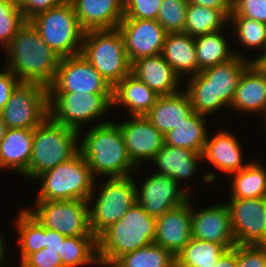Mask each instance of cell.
Instances as JSON below:
<instances>
[{
  "label": "cell",
  "mask_w": 266,
  "mask_h": 267,
  "mask_svg": "<svg viewBox=\"0 0 266 267\" xmlns=\"http://www.w3.org/2000/svg\"><path fill=\"white\" fill-rule=\"evenodd\" d=\"M188 0H162L157 21L167 33L184 32Z\"/></svg>",
  "instance_id": "39"
},
{
  "label": "cell",
  "mask_w": 266,
  "mask_h": 267,
  "mask_svg": "<svg viewBox=\"0 0 266 267\" xmlns=\"http://www.w3.org/2000/svg\"><path fill=\"white\" fill-rule=\"evenodd\" d=\"M264 207H265V215H266V196L264 197Z\"/></svg>",
  "instance_id": "53"
},
{
  "label": "cell",
  "mask_w": 266,
  "mask_h": 267,
  "mask_svg": "<svg viewBox=\"0 0 266 267\" xmlns=\"http://www.w3.org/2000/svg\"><path fill=\"white\" fill-rule=\"evenodd\" d=\"M227 251L220 244L191 238L175 256L179 264L189 267H214Z\"/></svg>",
  "instance_id": "34"
},
{
  "label": "cell",
  "mask_w": 266,
  "mask_h": 267,
  "mask_svg": "<svg viewBox=\"0 0 266 267\" xmlns=\"http://www.w3.org/2000/svg\"><path fill=\"white\" fill-rule=\"evenodd\" d=\"M221 31L223 30L195 37L198 73L206 68L226 62L235 55L241 56L238 54L239 52H232Z\"/></svg>",
  "instance_id": "32"
},
{
  "label": "cell",
  "mask_w": 266,
  "mask_h": 267,
  "mask_svg": "<svg viewBox=\"0 0 266 267\" xmlns=\"http://www.w3.org/2000/svg\"><path fill=\"white\" fill-rule=\"evenodd\" d=\"M161 55L179 76L198 74L195 38L189 34L168 33Z\"/></svg>",
  "instance_id": "28"
},
{
  "label": "cell",
  "mask_w": 266,
  "mask_h": 267,
  "mask_svg": "<svg viewBox=\"0 0 266 267\" xmlns=\"http://www.w3.org/2000/svg\"><path fill=\"white\" fill-rule=\"evenodd\" d=\"M135 186L136 203L154 218L190 200L188 191L166 175L153 173L143 181L140 189L136 183Z\"/></svg>",
  "instance_id": "15"
},
{
  "label": "cell",
  "mask_w": 266,
  "mask_h": 267,
  "mask_svg": "<svg viewBox=\"0 0 266 267\" xmlns=\"http://www.w3.org/2000/svg\"><path fill=\"white\" fill-rule=\"evenodd\" d=\"M4 254H5V242H4V239H3V235L0 234V267H4L5 266V265H2L3 260H4L3 257H5Z\"/></svg>",
  "instance_id": "50"
},
{
  "label": "cell",
  "mask_w": 266,
  "mask_h": 267,
  "mask_svg": "<svg viewBox=\"0 0 266 267\" xmlns=\"http://www.w3.org/2000/svg\"><path fill=\"white\" fill-rule=\"evenodd\" d=\"M189 200L156 218L154 243L176 256L191 240Z\"/></svg>",
  "instance_id": "19"
},
{
  "label": "cell",
  "mask_w": 266,
  "mask_h": 267,
  "mask_svg": "<svg viewBox=\"0 0 266 267\" xmlns=\"http://www.w3.org/2000/svg\"><path fill=\"white\" fill-rule=\"evenodd\" d=\"M48 93L113 94V88L80 53L61 57Z\"/></svg>",
  "instance_id": "13"
},
{
  "label": "cell",
  "mask_w": 266,
  "mask_h": 267,
  "mask_svg": "<svg viewBox=\"0 0 266 267\" xmlns=\"http://www.w3.org/2000/svg\"><path fill=\"white\" fill-rule=\"evenodd\" d=\"M112 106L113 94L48 93L49 116L80 136L82 123L104 116Z\"/></svg>",
  "instance_id": "10"
},
{
  "label": "cell",
  "mask_w": 266,
  "mask_h": 267,
  "mask_svg": "<svg viewBox=\"0 0 266 267\" xmlns=\"http://www.w3.org/2000/svg\"><path fill=\"white\" fill-rule=\"evenodd\" d=\"M127 57L133 61L161 54L167 32L157 20L123 18L118 25Z\"/></svg>",
  "instance_id": "16"
},
{
  "label": "cell",
  "mask_w": 266,
  "mask_h": 267,
  "mask_svg": "<svg viewBox=\"0 0 266 267\" xmlns=\"http://www.w3.org/2000/svg\"><path fill=\"white\" fill-rule=\"evenodd\" d=\"M252 63L246 57L235 55L230 60L206 68L190 76L186 92L194 112L206 116L222 106H230L244 70Z\"/></svg>",
  "instance_id": "2"
},
{
  "label": "cell",
  "mask_w": 266,
  "mask_h": 267,
  "mask_svg": "<svg viewBox=\"0 0 266 267\" xmlns=\"http://www.w3.org/2000/svg\"><path fill=\"white\" fill-rule=\"evenodd\" d=\"M214 267H237L236 246L227 250L219 259Z\"/></svg>",
  "instance_id": "48"
},
{
  "label": "cell",
  "mask_w": 266,
  "mask_h": 267,
  "mask_svg": "<svg viewBox=\"0 0 266 267\" xmlns=\"http://www.w3.org/2000/svg\"><path fill=\"white\" fill-rule=\"evenodd\" d=\"M88 131L80 140L79 152L87 161L93 176L124 177L129 176L133 169L136 170L117 123L106 120Z\"/></svg>",
  "instance_id": "3"
},
{
  "label": "cell",
  "mask_w": 266,
  "mask_h": 267,
  "mask_svg": "<svg viewBox=\"0 0 266 267\" xmlns=\"http://www.w3.org/2000/svg\"><path fill=\"white\" fill-rule=\"evenodd\" d=\"M231 13L232 10H218L188 3L184 33L195 38L223 30Z\"/></svg>",
  "instance_id": "33"
},
{
  "label": "cell",
  "mask_w": 266,
  "mask_h": 267,
  "mask_svg": "<svg viewBox=\"0 0 266 267\" xmlns=\"http://www.w3.org/2000/svg\"><path fill=\"white\" fill-rule=\"evenodd\" d=\"M227 205L236 244L266 245L264 198H230Z\"/></svg>",
  "instance_id": "14"
},
{
  "label": "cell",
  "mask_w": 266,
  "mask_h": 267,
  "mask_svg": "<svg viewBox=\"0 0 266 267\" xmlns=\"http://www.w3.org/2000/svg\"><path fill=\"white\" fill-rule=\"evenodd\" d=\"M159 96L133 74L125 76L113 88V105L126 106L129 116H145Z\"/></svg>",
  "instance_id": "27"
},
{
  "label": "cell",
  "mask_w": 266,
  "mask_h": 267,
  "mask_svg": "<svg viewBox=\"0 0 266 267\" xmlns=\"http://www.w3.org/2000/svg\"><path fill=\"white\" fill-rule=\"evenodd\" d=\"M118 124L128 155L136 167L142 160L152 161L165 144L164 135L145 116H131Z\"/></svg>",
  "instance_id": "17"
},
{
  "label": "cell",
  "mask_w": 266,
  "mask_h": 267,
  "mask_svg": "<svg viewBox=\"0 0 266 267\" xmlns=\"http://www.w3.org/2000/svg\"><path fill=\"white\" fill-rule=\"evenodd\" d=\"M34 208H26L42 226L64 236L94 235L90 228L89 201H36Z\"/></svg>",
  "instance_id": "11"
},
{
  "label": "cell",
  "mask_w": 266,
  "mask_h": 267,
  "mask_svg": "<svg viewBox=\"0 0 266 267\" xmlns=\"http://www.w3.org/2000/svg\"><path fill=\"white\" fill-rule=\"evenodd\" d=\"M131 74L158 96L175 94L181 79L161 54L139 58L131 63ZM178 89V90H177Z\"/></svg>",
  "instance_id": "21"
},
{
  "label": "cell",
  "mask_w": 266,
  "mask_h": 267,
  "mask_svg": "<svg viewBox=\"0 0 266 267\" xmlns=\"http://www.w3.org/2000/svg\"><path fill=\"white\" fill-rule=\"evenodd\" d=\"M188 3L218 10H232V0H188Z\"/></svg>",
  "instance_id": "47"
},
{
  "label": "cell",
  "mask_w": 266,
  "mask_h": 267,
  "mask_svg": "<svg viewBox=\"0 0 266 267\" xmlns=\"http://www.w3.org/2000/svg\"><path fill=\"white\" fill-rule=\"evenodd\" d=\"M241 147L234 134L222 129L217 131L213 138L207 137L203 160H208L216 169L230 175L249 164L243 165Z\"/></svg>",
  "instance_id": "23"
},
{
  "label": "cell",
  "mask_w": 266,
  "mask_h": 267,
  "mask_svg": "<svg viewBox=\"0 0 266 267\" xmlns=\"http://www.w3.org/2000/svg\"><path fill=\"white\" fill-rule=\"evenodd\" d=\"M29 21L39 31L47 45L60 57L81 53L85 31L81 28L69 0L38 13Z\"/></svg>",
  "instance_id": "8"
},
{
  "label": "cell",
  "mask_w": 266,
  "mask_h": 267,
  "mask_svg": "<svg viewBox=\"0 0 266 267\" xmlns=\"http://www.w3.org/2000/svg\"><path fill=\"white\" fill-rule=\"evenodd\" d=\"M20 267H63L61 258L56 251L42 248L29 254L21 263Z\"/></svg>",
  "instance_id": "43"
},
{
  "label": "cell",
  "mask_w": 266,
  "mask_h": 267,
  "mask_svg": "<svg viewBox=\"0 0 266 267\" xmlns=\"http://www.w3.org/2000/svg\"><path fill=\"white\" fill-rule=\"evenodd\" d=\"M229 17H245L266 24V0H232Z\"/></svg>",
  "instance_id": "42"
},
{
  "label": "cell",
  "mask_w": 266,
  "mask_h": 267,
  "mask_svg": "<svg viewBox=\"0 0 266 267\" xmlns=\"http://www.w3.org/2000/svg\"><path fill=\"white\" fill-rule=\"evenodd\" d=\"M7 51L6 67L20 82L48 88L54 81L61 57L41 38L30 21L19 29Z\"/></svg>",
  "instance_id": "1"
},
{
  "label": "cell",
  "mask_w": 266,
  "mask_h": 267,
  "mask_svg": "<svg viewBox=\"0 0 266 267\" xmlns=\"http://www.w3.org/2000/svg\"><path fill=\"white\" fill-rule=\"evenodd\" d=\"M264 168L257 161H252L240 171L230 174V198H264L266 196V169Z\"/></svg>",
  "instance_id": "30"
},
{
  "label": "cell",
  "mask_w": 266,
  "mask_h": 267,
  "mask_svg": "<svg viewBox=\"0 0 266 267\" xmlns=\"http://www.w3.org/2000/svg\"><path fill=\"white\" fill-rule=\"evenodd\" d=\"M206 116L194 112L164 136L165 144L187 148L203 155L208 137Z\"/></svg>",
  "instance_id": "29"
},
{
  "label": "cell",
  "mask_w": 266,
  "mask_h": 267,
  "mask_svg": "<svg viewBox=\"0 0 266 267\" xmlns=\"http://www.w3.org/2000/svg\"><path fill=\"white\" fill-rule=\"evenodd\" d=\"M66 1L67 0H17V5L23 12L24 18L29 21L38 13L47 11Z\"/></svg>",
  "instance_id": "44"
},
{
  "label": "cell",
  "mask_w": 266,
  "mask_h": 267,
  "mask_svg": "<svg viewBox=\"0 0 266 267\" xmlns=\"http://www.w3.org/2000/svg\"><path fill=\"white\" fill-rule=\"evenodd\" d=\"M80 133L48 116L34 129L29 168L23 175L36 179L42 173L69 161L79 152Z\"/></svg>",
  "instance_id": "5"
},
{
  "label": "cell",
  "mask_w": 266,
  "mask_h": 267,
  "mask_svg": "<svg viewBox=\"0 0 266 267\" xmlns=\"http://www.w3.org/2000/svg\"><path fill=\"white\" fill-rule=\"evenodd\" d=\"M63 267H79L98 263V244L95 235L67 236L58 252Z\"/></svg>",
  "instance_id": "31"
},
{
  "label": "cell",
  "mask_w": 266,
  "mask_h": 267,
  "mask_svg": "<svg viewBox=\"0 0 266 267\" xmlns=\"http://www.w3.org/2000/svg\"><path fill=\"white\" fill-rule=\"evenodd\" d=\"M156 218L135 203L98 238L99 265L109 267L123 254L154 243Z\"/></svg>",
  "instance_id": "4"
},
{
  "label": "cell",
  "mask_w": 266,
  "mask_h": 267,
  "mask_svg": "<svg viewBox=\"0 0 266 267\" xmlns=\"http://www.w3.org/2000/svg\"><path fill=\"white\" fill-rule=\"evenodd\" d=\"M26 21L17 0H0V44L6 48Z\"/></svg>",
  "instance_id": "38"
},
{
  "label": "cell",
  "mask_w": 266,
  "mask_h": 267,
  "mask_svg": "<svg viewBox=\"0 0 266 267\" xmlns=\"http://www.w3.org/2000/svg\"><path fill=\"white\" fill-rule=\"evenodd\" d=\"M173 267H189V266H185V265L179 264V263L175 260Z\"/></svg>",
  "instance_id": "52"
},
{
  "label": "cell",
  "mask_w": 266,
  "mask_h": 267,
  "mask_svg": "<svg viewBox=\"0 0 266 267\" xmlns=\"http://www.w3.org/2000/svg\"><path fill=\"white\" fill-rule=\"evenodd\" d=\"M162 0H124V17L156 20Z\"/></svg>",
  "instance_id": "40"
},
{
  "label": "cell",
  "mask_w": 266,
  "mask_h": 267,
  "mask_svg": "<svg viewBox=\"0 0 266 267\" xmlns=\"http://www.w3.org/2000/svg\"><path fill=\"white\" fill-rule=\"evenodd\" d=\"M81 54L112 88L131 73V63L118 28L85 31Z\"/></svg>",
  "instance_id": "7"
},
{
  "label": "cell",
  "mask_w": 266,
  "mask_h": 267,
  "mask_svg": "<svg viewBox=\"0 0 266 267\" xmlns=\"http://www.w3.org/2000/svg\"><path fill=\"white\" fill-rule=\"evenodd\" d=\"M0 112L9 129H35L49 116L48 89L20 82Z\"/></svg>",
  "instance_id": "12"
},
{
  "label": "cell",
  "mask_w": 266,
  "mask_h": 267,
  "mask_svg": "<svg viewBox=\"0 0 266 267\" xmlns=\"http://www.w3.org/2000/svg\"><path fill=\"white\" fill-rule=\"evenodd\" d=\"M38 179L42 182L36 201L84 200L90 203L95 199V178L80 152L42 173Z\"/></svg>",
  "instance_id": "6"
},
{
  "label": "cell",
  "mask_w": 266,
  "mask_h": 267,
  "mask_svg": "<svg viewBox=\"0 0 266 267\" xmlns=\"http://www.w3.org/2000/svg\"><path fill=\"white\" fill-rule=\"evenodd\" d=\"M99 194L93 207L89 205L90 228L97 238L136 203L135 180L131 175L108 177Z\"/></svg>",
  "instance_id": "9"
},
{
  "label": "cell",
  "mask_w": 266,
  "mask_h": 267,
  "mask_svg": "<svg viewBox=\"0 0 266 267\" xmlns=\"http://www.w3.org/2000/svg\"><path fill=\"white\" fill-rule=\"evenodd\" d=\"M66 236L61 235L57 231L44 227V247L48 250L56 251L61 248V241H64Z\"/></svg>",
  "instance_id": "46"
},
{
  "label": "cell",
  "mask_w": 266,
  "mask_h": 267,
  "mask_svg": "<svg viewBox=\"0 0 266 267\" xmlns=\"http://www.w3.org/2000/svg\"><path fill=\"white\" fill-rule=\"evenodd\" d=\"M199 161H203L200 153L164 144L151 162L159 168L156 173L169 176L179 183L193 176Z\"/></svg>",
  "instance_id": "26"
},
{
  "label": "cell",
  "mask_w": 266,
  "mask_h": 267,
  "mask_svg": "<svg viewBox=\"0 0 266 267\" xmlns=\"http://www.w3.org/2000/svg\"><path fill=\"white\" fill-rule=\"evenodd\" d=\"M264 116V118H265V120L264 121H266V113H265V115H263ZM265 125H266V122H265Z\"/></svg>",
  "instance_id": "54"
},
{
  "label": "cell",
  "mask_w": 266,
  "mask_h": 267,
  "mask_svg": "<svg viewBox=\"0 0 266 267\" xmlns=\"http://www.w3.org/2000/svg\"><path fill=\"white\" fill-rule=\"evenodd\" d=\"M191 237L220 244L227 250L235 247L227 203L196 212L191 204Z\"/></svg>",
  "instance_id": "18"
},
{
  "label": "cell",
  "mask_w": 266,
  "mask_h": 267,
  "mask_svg": "<svg viewBox=\"0 0 266 267\" xmlns=\"http://www.w3.org/2000/svg\"><path fill=\"white\" fill-rule=\"evenodd\" d=\"M237 267H266V245L236 244Z\"/></svg>",
  "instance_id": "41"
},
{
  "label": "cell",
  "mask_w": 266,
  "mask_h": 267,
  "mask_svg": "<svg viewBox=\"0 0 266 267\" xmlns=\"http://www.w3.org/2000/svg\"><path fill=\"white\" fill-rule=\"evenodd\" d=\"M3 69L0 71V111L8 102L14 88L20 83L7 67Z\"/></svg>",
  "instance_id": "45"
},
{
  "label": "cell",
  "mask_w": 266,
  "mask_h": 267,
  "mask_svg": "<svg viewBox=\"0 0 266 267\" xmlns=\"http://www.w3.org/2000/svg\"><path fill=\"white\" fill-rule=\"evenodd\" d=\"M233 22L237 38L241 44H245L248 48H262V52L266 49V24L254 19L245 17H229Z\"/></svg>",
  "instance_id": "37"
},
{
  "label": "cell",
  "mask_w": 266,
  "mask_h": 267,
  "mask_svg": "<svg viewBox=\"0 0 266 267\" xmlns=\"http://www.w3.org/2000/svg\"><path fill=\"white\" fill-rule=\"evenodd\" d=\"M176 257L155 243L123 254L110 267H173Z\"/></svg>",
  "instance_id": "35"
},
{
  "label": "cell",
  "mask_w": 266,
  "mask_h": 267,
  "mask_svg": "<svg viewBox=\"0 0 266 267\" xmlns=\"http://www.w3.org/2000/svg\"><path fill=\"white\" fill-rule=\"evenodd\" d=\"M7 129L8 128H7L6 124L4 123V121L2 119L1 112H0V143L4 139L5 134L7 132Z\"/></svg>",
  "instance_id": "51"
},
{
  "label": "cell",
  "mask_w": 266,
  "mask_h": 267,
  "mask_svg": "<svg viewBox=\"0 0 266 267\" xmlns=\"http://www.w3.org/2000/svg\"><path fill=\"white\" fill-rule=\"evenodd\" d=\"M34 129H7L0 143V170L10 169L24 175L31 159Z\"/></svg>",
  "instance_id": "25"
},
{
  "label": "cell",
  "mask_w": 266,
  "mask_h": 267,
  "mask_svg": "<svg viewBox=\"0 0 266 267\" xmlns=\"http://www.w3.org/2000/svg\"><path fill=\"white\" fill-rule=\"evenodd\" d=\"M252 63L266 76V52L251 60Z\"/></svg>",
  "instance_id": "49"
},
{
  "label": "cell",
  "mask_w": 266,
  "mask_h": 267,
  "mask_svg": "<svg viewBox=\"0 0 266 267\" xmlns=\"http://www.w3.org/2000/svg\"><path fill=\"white\" fill-rule=\"evenodd\" d=\"M194 113L186 91L159 96L145 117L164 136Z\"/></svg>",
  "instance_id": "22"
},
{
  "label": "cell",
  "mask_w": 266,
  "mask_h": 267,
  "mask_svg": "<svg viewBox=\"0 0 266 267\" xmlns=\"http://www.w3.org/2000/svg\"><path fill=\"white\" fill-rule=\"evenodd\" d=\"M15 222L19 235L20 262H22L29 254L44 248V226L31 216L26 209L20 211Z\"/></svg>",
  "instance_id": "36"
},
{
  "label": "cell",
  "mask_w": 266,
  "mask_h": 267,
  "mask_svg": "<svg viewBox=\"0 0 266 267\" xmlns=\"http://www.w3.org/2000/svg\"><path fill=\"white\" fill-rule=\"evenodd\" d=\"M231 108L244 113H266V76L251 63L242 73Z\"/></svg>",
  "instance_id": "24"
},
{
  "label": "cell",
  "mask_w": 266,
  "mask_h": 267,
  "mask_svg": "<svg viewBox=\"0 0 266 267\" xmlns=\"http://www.w3.org/2000/svg\"><path fill=\"white\" fill-rule=\"evenodd\" d=\"M84 31L116 29L124 17V0H69Z\"/></svg>",
  "instance_id": "20"
}]
</instances>
